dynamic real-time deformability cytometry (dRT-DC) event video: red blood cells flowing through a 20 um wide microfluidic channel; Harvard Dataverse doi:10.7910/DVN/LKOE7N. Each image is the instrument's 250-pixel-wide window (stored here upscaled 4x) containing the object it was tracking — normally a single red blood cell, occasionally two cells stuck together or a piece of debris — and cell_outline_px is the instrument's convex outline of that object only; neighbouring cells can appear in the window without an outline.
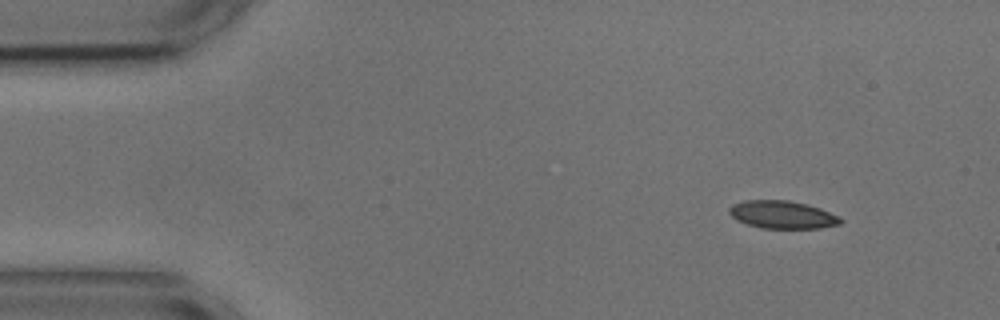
{"species": "common noctule bat (a hibernating species)", "species_latin": "Nyctalus noctula", "temperature_condition": "cold", "stored_images_in_passage": 5, "camera_frame_rate_fps": 3000, "um_per_image_px": 0.085, "animal": {"sex": "male", "body_mass_g": 17.9, "forearm_length_mm": 54.2}, "frame": {"image": 1, "passage_image": 5, "time_ms": 1.333, "image_size_px": [1000, 320], "cell_outline_px": [[844, 220], [840, 224], [820, 228], [760, 228], [736, 220], [728, 212], [728, 208], [732, 204], [744, 200], [788, 200], [808, 204], [820, 208], [840, 216]], "centroid_in_image_um": [66.51, 18.24], "position_along_channel_um": 18.5, "area_um2": 18.21}}